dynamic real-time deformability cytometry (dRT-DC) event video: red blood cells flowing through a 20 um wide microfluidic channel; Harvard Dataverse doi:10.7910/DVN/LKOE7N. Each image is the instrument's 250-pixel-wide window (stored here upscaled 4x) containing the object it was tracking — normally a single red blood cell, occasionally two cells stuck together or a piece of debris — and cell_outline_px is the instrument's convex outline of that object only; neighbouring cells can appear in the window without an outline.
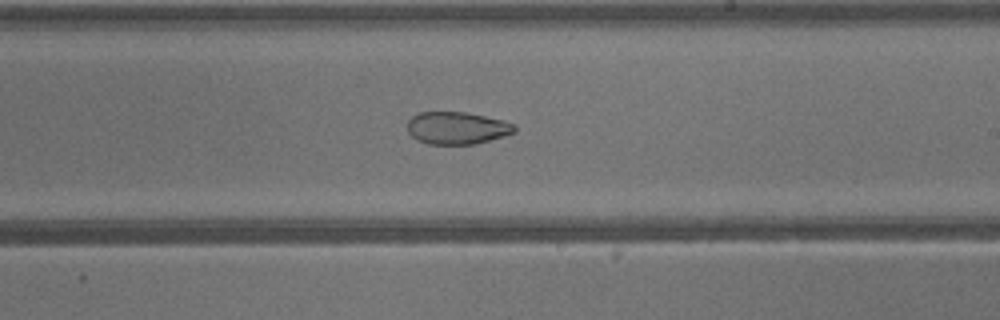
{"species": "common noctule bat (a hibernating species)", "species_latin": "Nyctalus noctula", "temperature_condition": "warm", "stored_images_in_passage": 28, "camera_frame_rate_fps": 3000, "um_per_image_px": 0.085, "animal": {"sex": "male", "body_mass_g": 13.3}, "frame": {"image": 1, "passage_image": 24, "time_ms": 7.667, "image_size_px": [1000, 320], "cell_outline_px": [[516, 132], [504, 136], [476, 144], [428, 144], [416, 140], [408, 132], [408, 120], [412, 116], [420, 112], [464, 112], [504, 120], [516, 124]], "centroid_in_image_um": [38.86, 10.88], "position_along_channel_um": 250.1, "area_um2": 20.35}}